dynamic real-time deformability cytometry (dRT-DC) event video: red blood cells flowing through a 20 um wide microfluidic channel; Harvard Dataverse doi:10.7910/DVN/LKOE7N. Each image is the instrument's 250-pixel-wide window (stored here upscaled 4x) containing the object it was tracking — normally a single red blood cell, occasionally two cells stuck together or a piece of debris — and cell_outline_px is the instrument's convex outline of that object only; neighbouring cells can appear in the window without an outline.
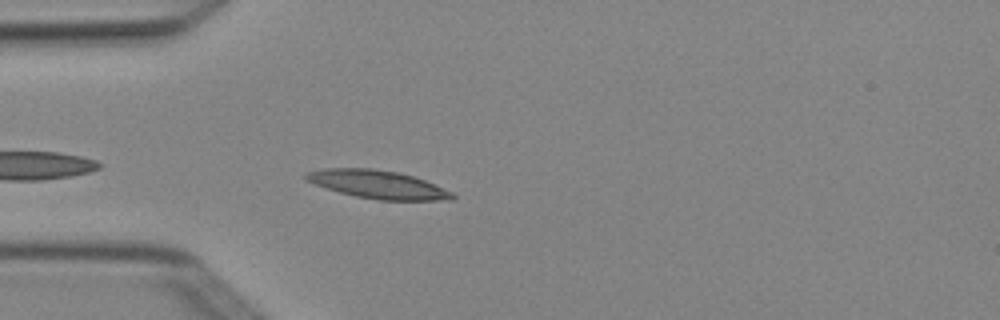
{"species": "Egyptian fruit bat (a non-hibernating species)", "species_latin": "Rousettus aegyptiacus", "temperature_condition": "cold", "stored_images_in_passage": 4, "camera_frame_rate_fps": 3000, "um_per_image_px": 0.085, "animal": {"sex": "female"}, "frame": {"image": 1, "passage_image": 4, "time_ms": 1.0, "image_size_px": [1000, 320], "cell_outline_px": [[456, 196], [452, 200], [380, 200], [356, 196], [340, 192], [304, 180], [304, 176], [308, 172], [324, 168], [372, 168], [396, 172], [412, 176], [424, 180], [452, 192]], "centroid_in_image_um": [32.11, 15.67], "position_along_channel_um": 52.9, "area_um2": 23.7}}